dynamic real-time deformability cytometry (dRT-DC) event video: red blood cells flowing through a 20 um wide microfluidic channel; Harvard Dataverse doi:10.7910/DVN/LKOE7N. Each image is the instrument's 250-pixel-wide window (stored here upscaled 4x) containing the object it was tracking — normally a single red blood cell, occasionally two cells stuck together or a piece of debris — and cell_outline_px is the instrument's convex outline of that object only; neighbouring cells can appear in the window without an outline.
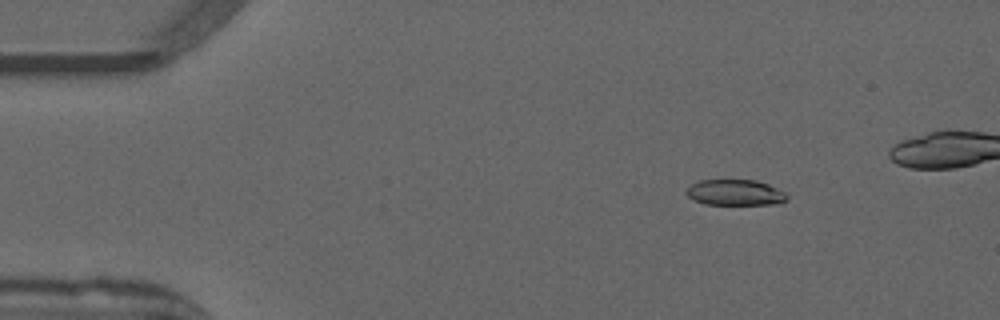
{"species": "common noctule bat (a hibernating species)", "species_latin": "Nyctalus noctula", "temperature_condition": "warm", "stored_images_in_passage": 47, "camera_frame_rate_fps": 3000, "um_per_image_px": 0.085, "animal": {"sex": "male", "forearm_length_mm": 52.5}, "frame": {"image": 1, "passage_image": 8, "time_ms": 2.333, "image_size_px": [1000, 320], "cell_outline_px": [[788, 200], [780, 204], [704, 204], [692, 200], [684, 192], [692, 184], [700, 180], [756, 180], [768, 184], [784, 192], [788, 196]], "centroid_in_image_um": [62.49, 16.37], "position_along_channel_um": 22.5, "area_um2": 15.2}}
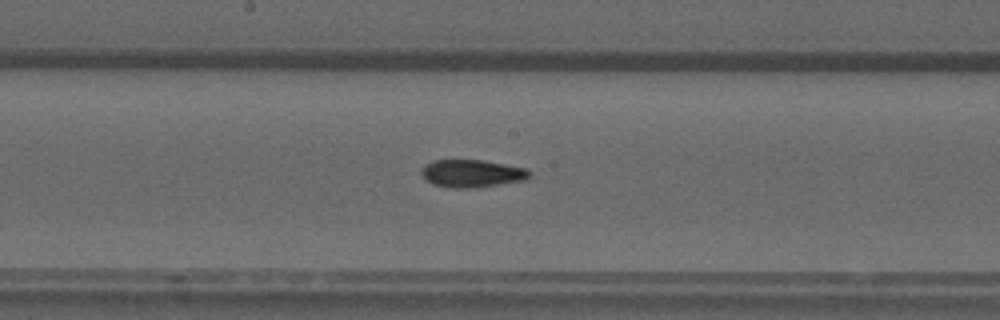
{"frame": {"image": 2, "passage_image": 28, "time_ms": 9.0, "image_size_px": [1000, 320], "cell_outline_px": [[532, 176], [524, 180], [476, 188], [448, 188], [432, 184], [420, 172], [420, 168], [424, 164], [432, 160], [480, 160], [504, 164], [524, 168], [532, 172]], "centroid_in_image_um": [40.09, 14.75], "position_along_channel_um": 208.1, "area_um2": 17.51}}
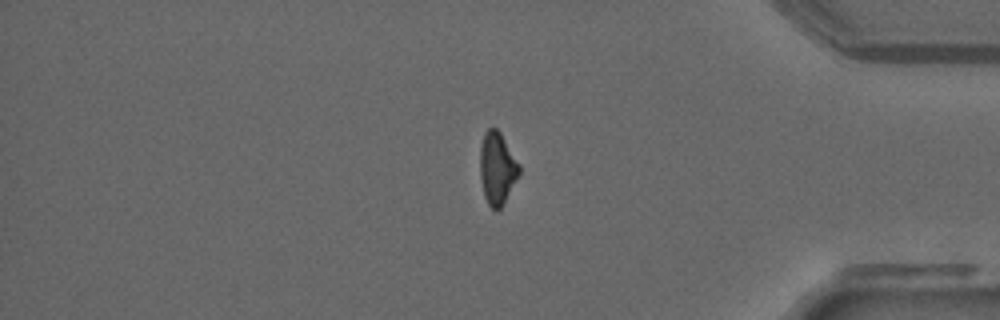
{"frame": {"image": 3, "passage_image": 44, "time_ms": 14.333, "image_size_px": [1000, 320], "cell_outline_px": [[520, 172], [504, 204], [496, 212], [488, 204], [484, 196], [480, 176], [480, 148], [484, 132], [488, 128], [496, 128], [500, 132], [520, 164]], "centroid_in_image_um": [42.26, 14.31], "position_along_channel_um": 392.9, "area_um2": 16.59}}